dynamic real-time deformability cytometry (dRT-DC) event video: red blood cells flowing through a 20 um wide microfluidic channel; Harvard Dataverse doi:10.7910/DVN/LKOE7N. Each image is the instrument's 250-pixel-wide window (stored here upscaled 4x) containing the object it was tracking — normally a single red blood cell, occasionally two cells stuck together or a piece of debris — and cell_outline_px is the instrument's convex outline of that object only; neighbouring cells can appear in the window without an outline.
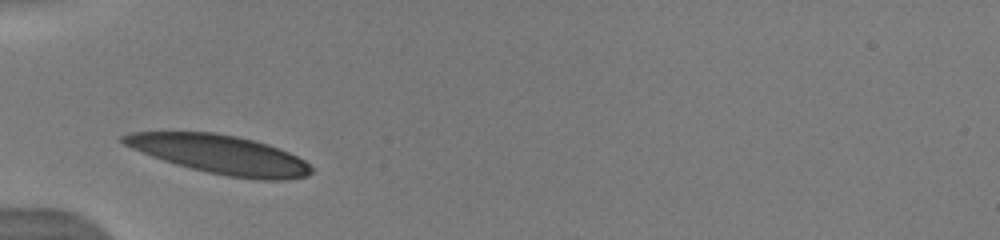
{"species": "human", "species_latin": "Homo sapiens", "temperature_condition": "warm", "stored_images_in_passage": 36, "camera_frame_rate_fps": 3000, "um_per_image_px": 0.085, "donor": {"sex": "male"}, "frame": {"image": 1, "passage_image": 1, "time_ms": 0.0, "image_size_px": [1000, 240], "cell_outline_px": [[312, 172], [308, 176], [284, 180], [260, 180], [228, 176], [208, 172], [176, 164], [152, 156], [132, 148], [124, 144], [120, 140], [120, 136], [128, 132], [212, 132], [236, 136], [256, 140], [268, 144], [288, 152], [304, 160], [312, 168]], "centroid_in_image_um": [18.71, 13.12], "position_along_channel_um": 66.3, "area_um2": 42.25}, "authors_computed_cell_mechanics": {"area_um2": 41.0091, "velocity_mm_per_s": 3.8597, "shape_relaxation_time_tau1_ms": 1.7981, "shape_relaxation_time_tau2_ms": 5.491, "deformation_change_tau1": 0.0674, "deformation_change_tau2": 0.1731}}